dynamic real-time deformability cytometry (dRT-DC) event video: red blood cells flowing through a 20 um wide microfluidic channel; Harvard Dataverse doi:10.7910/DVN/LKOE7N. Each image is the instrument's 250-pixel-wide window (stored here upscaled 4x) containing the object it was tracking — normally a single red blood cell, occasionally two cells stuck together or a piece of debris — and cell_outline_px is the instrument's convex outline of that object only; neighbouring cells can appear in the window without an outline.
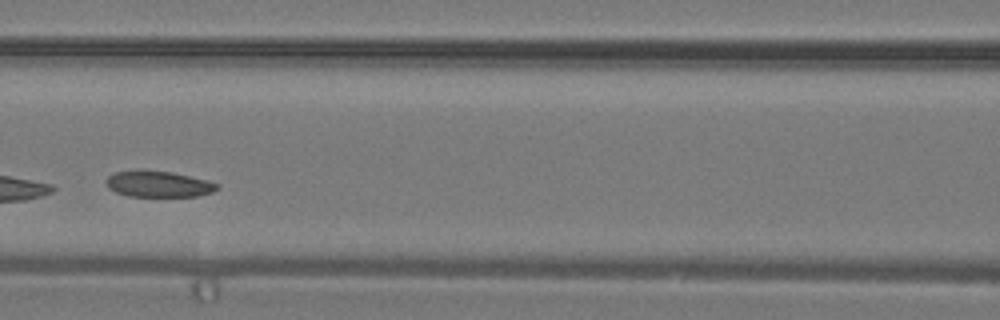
{"species": "common noctule bat (a hibernating species)", "species_latin": "Nyctalus noctula", "temperature_condition": "warm", "stored_images_in_passage": 23, "camera_frame_rate_fps": 3000, "um_per_image_px": 0.085, "animal": {"sex": "male", "body_mass_g": 19.2, "forearm_length_mm": 51.8}, "frame": {"image": 1, "passage_image": 7, "time_ms": 2.0, "image_size_px": [1000, 320], "cell_outline_px": [[220, 188], [212, 192], [196, 196], [128, 196], [116, 192], [108, 188], [104, 180], [108, 176], [116, 172], [172, 172], [220, 184]], "centroid_in_image_um": [13.47, 15.68], "position_along_channel_um": 153.1, "area_um2": 16.3}}
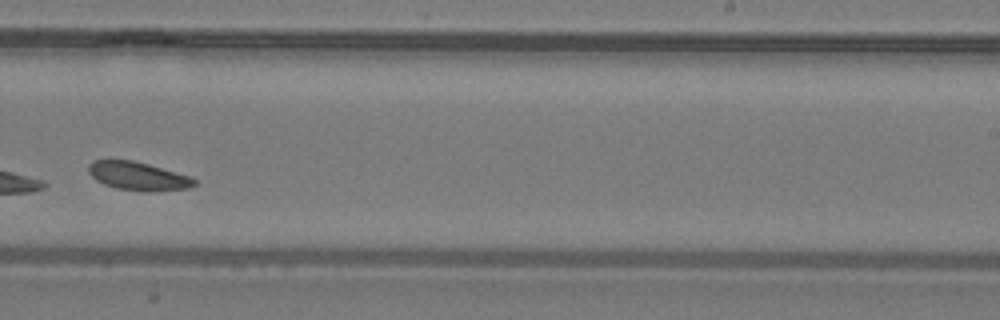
{"frame": {"image": 2, "passage_image": 14, "time_ms": 4.333, "image_size_px": [1000, 320], "cell_outline_px": [[196, 184], [188, 188], [148, 192], [144, 192], [116, 188], [104, 184], [96, 180], [88, 172], [88, 164], [92, 160], [132, 160], [148, 164], [188, 176], [196, 180]], "centroid_in_image_um": [11.69, 14.97], "position_along_channel_um": 277.3, "area_um2": 17.4}}